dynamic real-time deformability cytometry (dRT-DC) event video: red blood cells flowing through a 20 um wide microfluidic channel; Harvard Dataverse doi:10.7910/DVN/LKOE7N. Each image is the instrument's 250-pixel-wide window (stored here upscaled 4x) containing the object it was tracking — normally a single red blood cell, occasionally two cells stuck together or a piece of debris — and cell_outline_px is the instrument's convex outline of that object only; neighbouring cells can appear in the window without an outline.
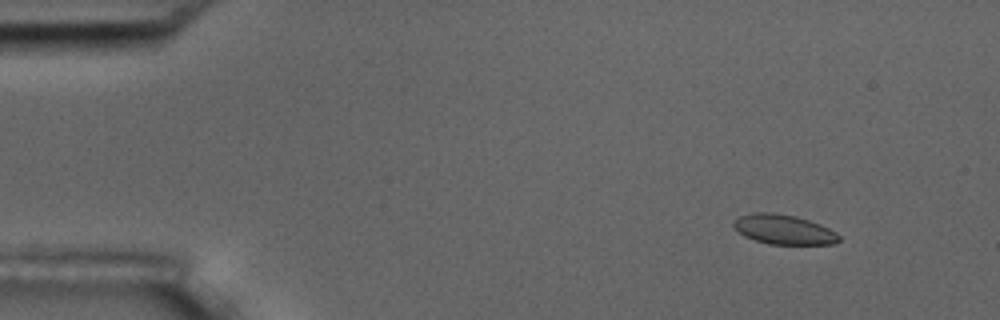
{"species": "common noctule bat (a hibernating species)", "species_latin": "Nyctalus noctula", "temperature_condition": "room temperature", "stored_images_in_passage": 6, "camera_frame_rate_fps": 3000, "um_per_image_px": 0.085, "animal": {"sex": "male", "body_mass_g": 17.5, "forearm_length_mm": 52.3}, "frame": {"image": 1, "passage_image": 2, "time_ms": 1.333, "image_size_px": [1000, 320], "cell_outline_px": [[840, 240], [836, 244], [768, 244], [744, 236], [732, 224], [740, 216], [756, 212], [772, 212], [796, 216], [820, 224], [836, 232], [840, 236]], "centroid_in_image_um": [66.65, 19.51], "position_along_channel_um": 18.3, "area_um2": 18.09}}
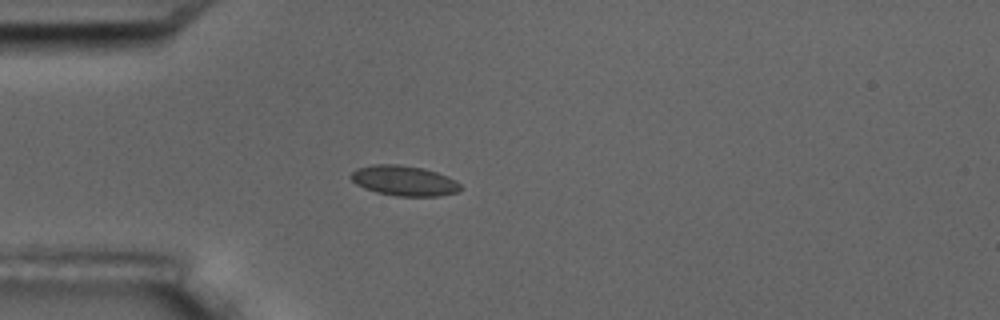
{"frame": {"image": 2, "passage_image": 5, "time_ms": 4.667, "image_size_px": [1000, 320], "cell_outline_px": [[460, 188], [456, 192], [440, 196], [396, 196], [376, 192], [364, 188], [356, 184], [348, 176], [356, 168], [372, 164], [396, 164], [424, 168], [448, 176], [456, 180], [460, 184]], "centroid_in_image_um": [34.31, 15.35], "position_along_channel_um": 50.7, "area_um2": 19.36}}